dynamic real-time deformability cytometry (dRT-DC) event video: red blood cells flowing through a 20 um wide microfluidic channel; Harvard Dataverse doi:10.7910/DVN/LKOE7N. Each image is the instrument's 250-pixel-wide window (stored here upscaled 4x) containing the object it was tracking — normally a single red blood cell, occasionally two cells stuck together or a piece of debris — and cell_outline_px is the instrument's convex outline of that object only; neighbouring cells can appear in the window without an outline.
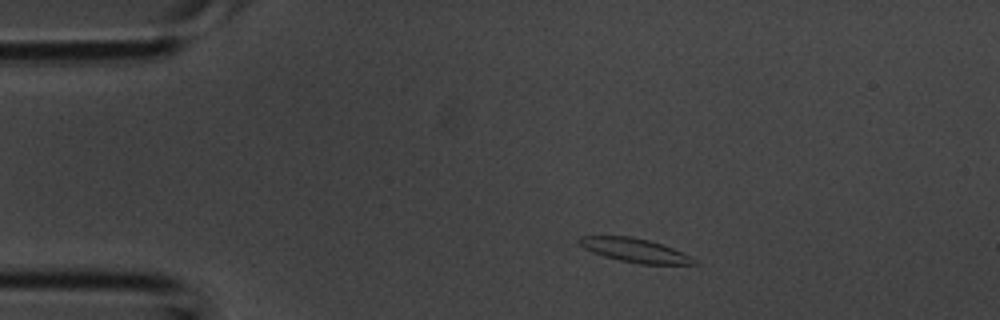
{"species": "common noctule bat (a hibernating species)", "species_latin": "Nyctalus noctula", "temperature_condition": "room temperature", "stored_images_in_passage": 2, "camera_frame_rate_fps": 3000, "um_per_image_px": 0.085, "animal": {"sex": "male", "body_mass_g": 20.1, "forearm_length_mm": 53.5}, "frame": {"image": 1, "passage_image": 1, "time_ms": 0.0, "image_size_px": [1000, 320], "cell_outline_px": [[696, 264], [640, 264], [620, 260], [604, 256], [592, 252], [584, 248], [576, 240], [580, 236], [632, 236], [648, 240], [672, 248], [692, 256], [696, 260]], "centroid_in_image_um": [53.94, 21.27], "position_along_channel_um": 31.1, "area_um2": 15.84}}